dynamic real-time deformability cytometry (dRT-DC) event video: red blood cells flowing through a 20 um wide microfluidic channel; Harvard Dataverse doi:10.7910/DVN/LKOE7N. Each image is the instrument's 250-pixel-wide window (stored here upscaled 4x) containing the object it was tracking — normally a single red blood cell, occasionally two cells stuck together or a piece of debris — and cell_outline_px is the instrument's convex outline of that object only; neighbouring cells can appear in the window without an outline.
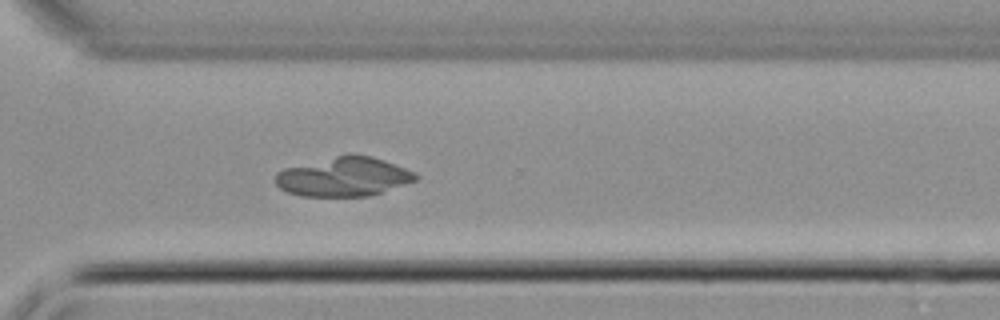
{"species": "common noctule bat (a hibernating species)", "species_latin": "Nyctalus noctula", "temperature_condition": "cold", "stored_images_in_passage": 50, "camera_frame_rate_fps": 3000, "um_per_image_px": 0.085, "animal": {"sex": "male", "body_mass_g": 21.5, "forearm_length_mm": 52.0}, "frame": {"image": 1, "passage_image": 36, "time_ms": 11.667, "image_size_px": [1000, 320], "cell_outline_px": [[420, 176], [416, 180], [368, 196], [300, 196], [288, 192], [280, 188], [276, 184], [276, 172], [284, 168], [348, 152], [352, 152], [372, 156], [384, 160], [416, 172]], "centroid_in_image_um": [29.21, 14.99], "position_along_channel_um": 341.4, "area_um2": 32.25}}